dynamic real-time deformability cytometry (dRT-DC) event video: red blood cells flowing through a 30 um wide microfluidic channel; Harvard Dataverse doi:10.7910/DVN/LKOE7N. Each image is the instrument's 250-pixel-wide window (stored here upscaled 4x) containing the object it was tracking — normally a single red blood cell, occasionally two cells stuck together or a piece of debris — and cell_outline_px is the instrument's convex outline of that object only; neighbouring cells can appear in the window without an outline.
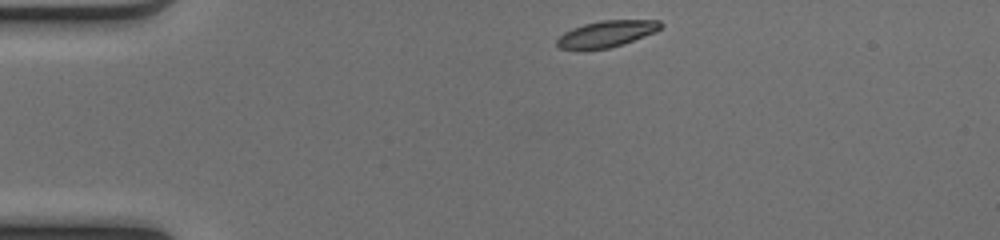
{"species": "common noctule bat (a hibernating species)", "species_latin": "Nyctalus noctula", "temperature_condition": "cold", "stored_images_in_passage": 41, "camera_frame_rate_fps": 3000, "um_per_image_px": 0.085, "animal": {"sex": "female", "body_mass_g": 17.0, "forearm_length_mm": 48.0}, "frame": {"image": 1, "passage_image": 1, "time_ms": 0.0, "image_size_px": [1000, 240], "cell_outline_px": [[664, 24], [656, 32], [624, 44], [608, 48], [560, 48], [556, 44], [556, 40], [564, 32], [572, 28], [584, 24], [600, 20], [660, 20]], "centroid_in_image_um": [51.61, 2.85], "position_along_channel_um": 33.4, "area_um2": 15.78}}
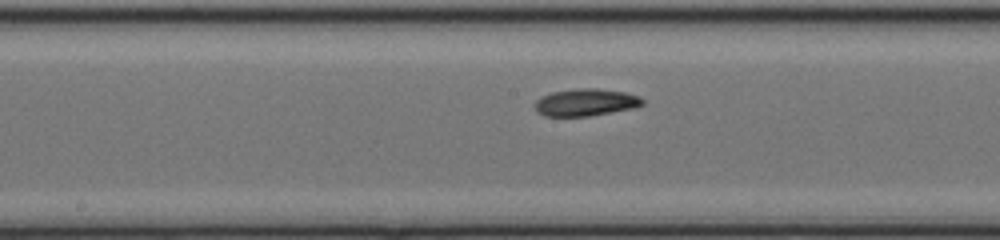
{"frame": {"image": 2, "passage_image": 17, "time_ms": 5.333, "image_size_px": [1000, 240], "cell_outline_px": [[644, 104], [636, 108], [588, 116], [544, 116], [536, 112], [536, 100], [540, 96], [552, 92], [576, 88], [596, 88], [624, 92], [640, 96], [644, 100]], "centroid_in_image_um": [49.8, 8.7], "position_along_channel_um": 198.4, "area_um2": 17.22}}
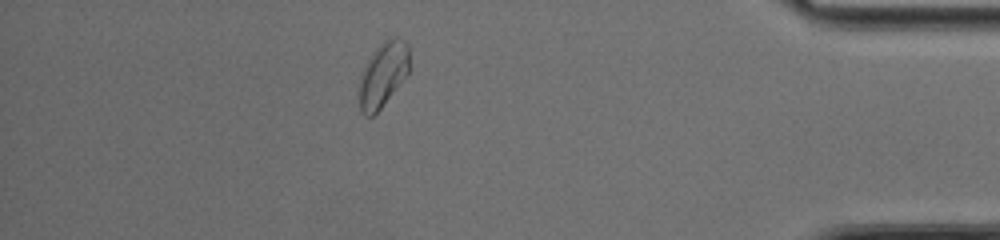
{"frame": {"image": 3, "passage_image": 35, "time_ms": 11.333, "image_size_px": [1000, 240], "cell_outline_px": [[408, 72], [380, 108], [372, 116], [364, 116], [360, 112], [360, 72], [372, 52], [388, 36], [400, 36], [408, 44]], "centroid_in_image_um": [32.54, 6.27], "position_along_channel_um": 402.7, "area_um2": 18.79}, "authors_computed_cell_mechanics": {"area_um2": 17.2822, "velocity_mm_per_s": 4.0914, "shape_relaxation_time_tau1_ms": 4.3115, "shape_relaxation_time_tau2_ms": 4.5338, "deformation_change_tau1": 0.117, "deformation_change_tau2": 0.0849}}